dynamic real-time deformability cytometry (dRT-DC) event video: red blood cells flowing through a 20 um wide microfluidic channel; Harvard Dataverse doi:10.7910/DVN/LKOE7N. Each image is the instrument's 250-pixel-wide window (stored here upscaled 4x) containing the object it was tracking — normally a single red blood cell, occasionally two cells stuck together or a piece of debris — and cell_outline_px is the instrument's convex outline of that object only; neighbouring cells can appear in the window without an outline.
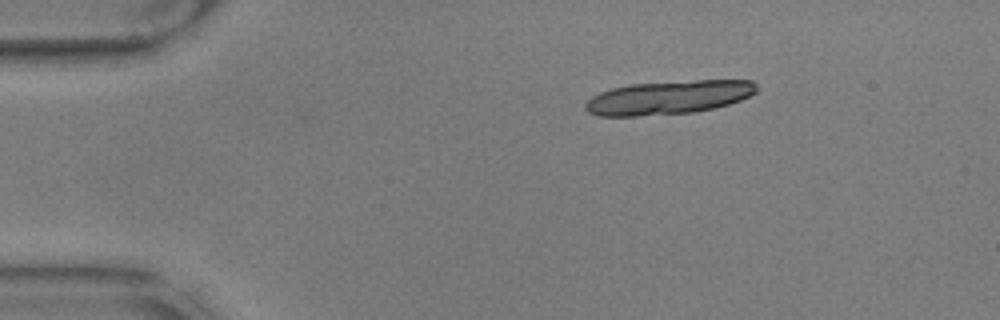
{"species": "common noctule bat (a hibernating species)", "species_latin": "Nyctalus noctula", "temperature_condition": "warm", "stored_images_in_passage": 11, "camera_frame_rate_fps": 3000, "um_per_image_px": 0.085, "animal": {"sex": "male", "body_mass_g": 17.9, "forearm_length_mm": 54.2}, "frame": {"image": 1, "passage_image": 1, "time_ms": 0.0, "image_size_px": [1000, 320], "cell_outline_px": [[756, 92], [740, 100], [728, 104], [696, 112], [636, 116], [596, 116], [588, 112], [584, 108], [584, 104], [592, 96], [600, 92], [612, 88], [632, 84], [696, 80], [752, 80], [756, 84]], "centroid_in_image_um": [56.8, 8.29], "position_along_channel_um": 28.2, "area_um2": 33.52}}